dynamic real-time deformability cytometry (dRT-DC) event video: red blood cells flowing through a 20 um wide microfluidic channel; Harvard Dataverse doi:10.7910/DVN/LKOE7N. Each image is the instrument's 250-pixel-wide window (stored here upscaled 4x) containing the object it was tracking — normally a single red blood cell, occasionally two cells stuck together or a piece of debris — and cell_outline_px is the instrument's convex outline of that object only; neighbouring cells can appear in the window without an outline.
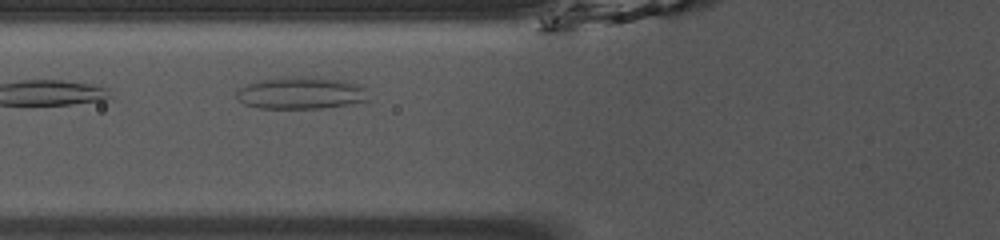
{"species": "common noctule bat (a hibernating species)", "species_latin": "Nyctalus noctula", "temperature_condition": "room temperature", "stored_images_in_passage": 31, "camera_frame_rate_fps": 3000, "um_per_image_px": 0.085, "animal": {"sex": "male", "body_mass_g": 13.0, "forearm_length_mm": 53.1}, "frame": {"image": 1, "passage_image": 5, "time_ms": 1.333, "image_size_px": [1000, 240], "cell_outline_px": [[368, 100], [356, 104], [320, 108], [260, 108], [244, 104], [236, 96], [236, 92], [240, 88], [248, 84], [260, 80], [288, 76], [320, 76], [344, 80], [360, 84], [364, 88]], "centroid_in_image_um": [25.63, 7.89], "position_along_channel_um": 100.2, "area_um2": 25.03}, "authors_computed_cell_mechanics": {"area_um2": 22.3686, "velocity_mm_per_s": 3.9055, "shape_relaxation_time_tau1_ms": null, "shape_relaxation_time_tau2_ms": 1.8208, "deformation_change_tau1": null, "deformation_change_tau2": 0.0701}}